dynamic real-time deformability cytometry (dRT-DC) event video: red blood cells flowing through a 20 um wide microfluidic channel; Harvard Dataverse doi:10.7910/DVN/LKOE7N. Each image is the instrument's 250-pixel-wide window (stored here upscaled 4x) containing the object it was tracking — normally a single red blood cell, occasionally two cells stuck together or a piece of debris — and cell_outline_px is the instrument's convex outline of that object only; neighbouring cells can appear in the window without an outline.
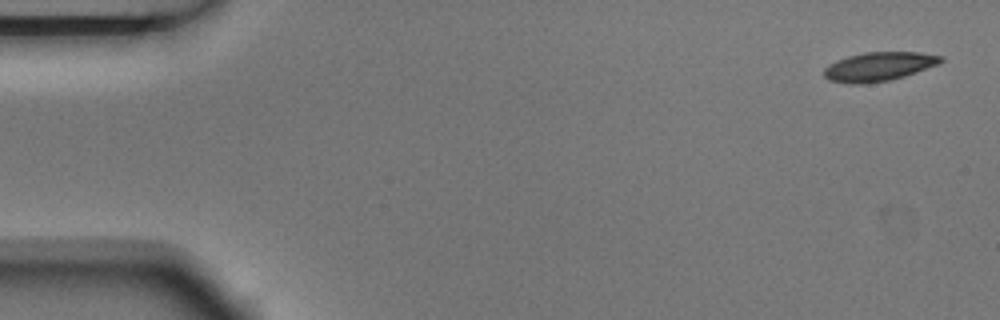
{"species": "Egyptian fruit bat (a non-hibernating species)", "species_latin": "Rousettus aegyptiacus", "temperature_condition": "room temperature", "stored_images_in_passage": 5, "camera_frame_rate_fps": 3000, "um_per_image_px": 0.085, "animal": {"sex": "male"}, "frame": {"image": 1, "passage_image": 1, "time_ms": 0.0, "image_size_px": [1000, 320], "cell_outline_px": [[944, 60], [940, 64], [904, 76], [888, 80], [868, 84], [848, 84], [828, 80], [824, 76], [824, 68], [828, 64], [836, 60], [848, 56], [864, 52], [920, 52], [944, 56]], "centroid_in_image_um": [74.7, 5.66], "position_along_channel_um": 10.3, "area_um2": 19.94}}
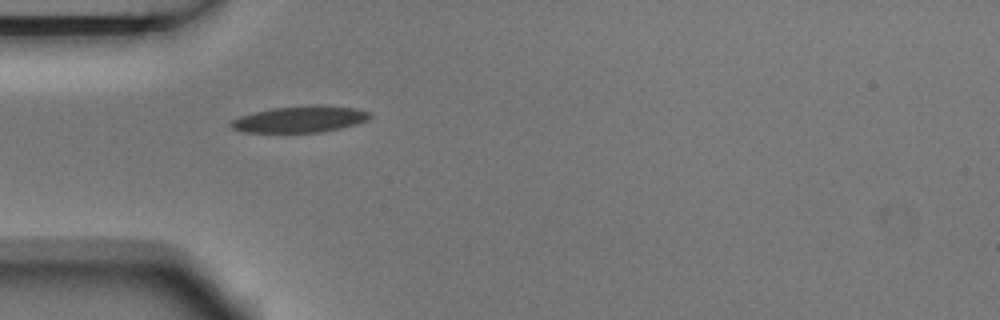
{"frame": {"image": 2, "passage_image": 5, "time_ms": 1.333, "image_size_px": [1000, 320], "cell_outline_px": [[372, 116], [356, 124], [340, 128], [320, 132], [244, 132], [232, 128], [228, 124], [232, 120], [240, 116], [272, 108], [312, 104], [320, 104], [356, 108], [372, 112]], "centroid_in_image_um": [25.52, 10.12], "position_along_channel_um": 59.5, "area_um2": 21.44}}